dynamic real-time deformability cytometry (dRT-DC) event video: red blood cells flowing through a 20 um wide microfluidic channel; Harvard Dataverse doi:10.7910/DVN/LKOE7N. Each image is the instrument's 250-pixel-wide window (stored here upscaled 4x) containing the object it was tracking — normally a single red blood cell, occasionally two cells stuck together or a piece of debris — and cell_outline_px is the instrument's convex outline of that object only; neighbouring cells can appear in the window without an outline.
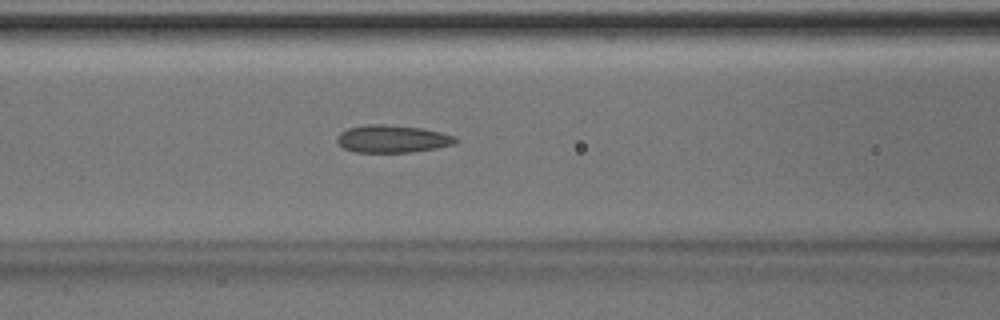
{"species": "Egyptian fruit bat (a non-hibernating species)", "species_latin": "Rousettus aegyptiacus", "temperature_condition": "room temperature", "stored_images_in_passage": 43, "camera_frame_rate_fps": 3000, "um_per_image_px": 0.085, "animal": {"sex": "male"}, "frame": {"image": 1, "passage_image": 20, "time_ms": 6.333, "image_size_px": [1000, 320], "cell_outline_px": [[460, 140], [456, 144], [436, 148], [412, 152], [356, 152], [344, 148], [336, 140], [336, 136], [340, 132], [348, 128], [368, 124], [384, 124], [424, 128], [456, 136]], "centroid_in_image_um": [33.39, 11.8], "position_along_channel_um": 133.2, "area_um2": 19.19}}
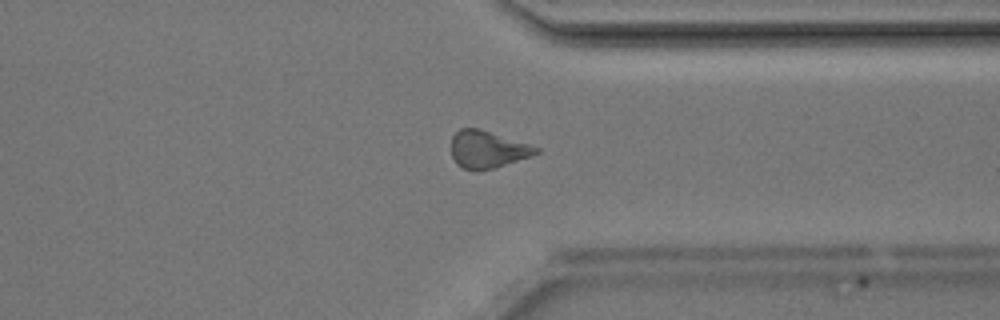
{"frame": {"image": 2, "passage_image": 37, "time_ms": 12.0, "image_size_px": [1000, 320], "cell_outline_px": [[540, 152], [532, 156], [496, 168], [460, 168], [456, 164], [452, 156], [452, 136], [460, 128], [476, 128], [528, 144], [540, 148]], "centroid_in_image_um": [41.44, 12.7], "position_along_channel_um": 370.0, "area_um2": 17.98}}
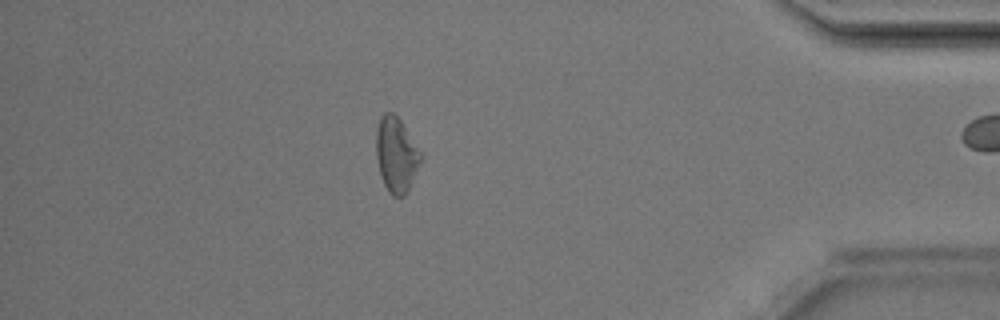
{"frame": {"image": 3, "passage_image": 42, "time_ms": 13.667, "image_size_px": [1000, 320], "cell_outline_px": [[420, 160], [408, 188], [404, 196], [392, 196], [388, 192], [384, 184], [380, 172], [376, 156], [376, 128], [380, 116], [384, 112], [392, 112], [400, 120], [420, 152]], "centroid_in_image_um": [33.62, 13.12], "position_along_channel_um": 401.6, "area_um2": 18.9}}